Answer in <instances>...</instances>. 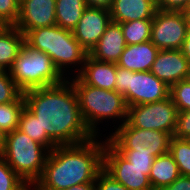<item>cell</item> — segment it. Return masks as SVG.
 Returning a JSON list of instances; mask_svg holds the SVG:
<instances>
[{
	"mask_svg": "<svg viewBox=\"0 0 190 190\" xmlns=\"http://www.w3.org/2000/svg\"><path fill=\"white\" fill-rule=\"evenodd\" d=\"M23 94L25 107L37 117L42 132L56 145L79 144L94 137L82 119L76 90L68 79Z\"/></svg>",
	"mask_w": 190,
	"mask_h": 190,
	"instance_id": "cell-1",
	"label": "cell"
},
{
	"mask_svg": "<svg viewBox=\"0 0 190 190\" xmlns=\"http://www.w3.org/2000/svg\"><path fill=\"white\" fill-rule=\"evenodd\" d=\"M98 137L74 145H57L49 152L42 175L34 186L39 190H63L95 183L103 170L105 147V141Z\"/></svg>",
	"mask_w": 190,
	"mask_h": 190,
	"instance_id": "cell-2",
	"label": "cell"
},
{
	"mask_svg": "<svg viewBox=\"0 0 190 190\" xmlns=\"http://www.w3.org/2000/svg\"><path fill=\"white\" fill-rule=\"evenodd\" d=\"M25 43L31 48L49 55L63 76H67V72L72 70L74 65V68H77L73 71H76L75 75H77L88 55V52L75 39L72 31L58 25L29 30L25 34Z\"/></svg>",
	"mask_w": 190,
	"mask_h": 190,
	"instance_id": "cell-3",
	"label": "cell"
},
{
	"mask_svg": "<svg viewBox=\"0 0 190 190\" xmlns=\"http://www.w3.org/2000/svg\"><path fill=\"white\" fill-rule=\"evenodd\" d=\"M67 77L76 90L82 119L94 136H98L97 126L104 119H115V122L119 119L120 125L126 121L128 107L122 94L84 84L76 75Z\"/></svg>",
	"mask_w": 190,
	"mask_h": 190,
	"instance_id": "cell-4",
	"label": "cell"
},
{
	"mask_svg": "<svg viewBox=\"0 0 190 190\" xmlns=\"http://www.w3.org/2000/svg\"><path fill=\"white\" fill-rule=\"evenodd\" d=\"M49 150L16 128L5 135L1 155L10 168L27 184L41 177Z\"/></svg>",
	"mask_w": 190,
	"mask_h": 190,
	"instance_id": "cell-5",
	"label": "cell"
},
{
	"mask_svg": "<svg viewBox=\"0 0 190 190\" xmlns=\"http://www.w3.org/2000/svg\"><path fill=\"white\" fill-rule=\"evenodd\" d=\"M8 72L22 92L59 85L67 79L56 68L49 55L31 48L26 43Z\"/></svg>",
	"mask_w": 190,
	"mask_h": 190,
	"instance_id": "cell-6",
	"label": "cell"
},
{
	"mask_svg": "<svg viewBox=\"0 0 190 190\" xmlns=\"http://www.w3.org/2000/svg\"><path fill=\"white\" fill-rule=\"evenodd\" d=\"M115 79V91L124 96L127 107L169 97L170 87L150 71L133 72L117 66Z\"/></svg>",
	"mask_w": 190,
	"mask_h": 190,
	"instance_id": "cell-7",
	"label": "cell"
},
{
	"mask_svg": "<svg viewBox=\"0 0 190 190\" xmlns=\"http://www.w3.org/2000/svg\"><path fill=\"white\" fill-rule=\"evenodd\" d=\"M114 128L115 131L109 134L107 141L119 153H143L156 158L169 152L170 133L135 128L127 121Z\"/></svg>",
	"mask_w": 190,
	"mask_h": 190,
	"instance_id": "cell-8",
	"label": "cell"
},
{
	"mask_svg": "<svg viewBox=\"0 0 190 190\" xmlns=\"http://www.w3.org/2000/svg\"><path fill=\"white\" fill-rule=\"evenodd\" d=\"M178 109L171 97L164 100L128 107L126 121L135 128L159 130L173 136Z\"/></svg>",
	"mask_w": 190,
	"mask_h": 190,
	"instance_id": "cell-9",
	"label": "cell"
},
{
	"mask_svg": "<svg viewBox=\"0 0 190 190\" xmlns=\"http://www.w3.org/2000/svg\"><path fill=\"white\" fill-rule=\"evenodd\" d=\"M188 31L183 11L157 10L152 19L150 41L159 50H181Z\"/></svg>",
	"mask_w": 190,
	"mask_h": 190,
	"instance_id": "cell-10",
	"label": "cell"
},
{
	"mask_svg": "<svg viewBox=\"0 0 190 190\" xmlns=\"http://www.w3.org/2000/svg\"><path fill=\"white\" fill-rule=\"evenodd\" d=\"M103 170L128 190H153L149 175L151 169L137 168L127 161L105 139Z\"/></svg>",
	"mask_w": 190,
	"mask_h": 190,
	"instance_id": "cell-11",
	"label": "cell"
},
{
	"mask_svg": "<svg viewBox=\"0 0 190 190\" xmlns=\"http://www.w3.org/2000/svg\"><path fill=\"white\" fill-rule=\"evenodd\" d=\"M111 21L109 9L87 7L76 27L72 30L73 36L89 53L97 44Z\"/></svg>",
	"mask_w": 190,
	"mask_h": 190,
	"instance_id": "cell-12",
	"label": "cell"
},
{
	"mask_svg": "<svg viewBox=\"0 0 190 190\" xmlns=\"http://www.w3.org/2000/svg\"><path fill=\"white\" fill-rule=\"evenodd\" d=\"M56 0H22L19 5V16L14 25L24 35L29 30L56 25Z\"/></svg>",
	"mask_w": 190,
	"mask_h": 190,
	"instance_id": "cell-13",
	"label": "cell"
},
{
	"mask_svg": "<svg viewBox=\"0 0 190 190\" xmlns=\"http://www.w3.org/2000/svg\"><path fill=\"white\" fill-rule=\"evenodd\" d=\"M190 62L181 50H159L150 72L167 86L186 80Z\"/></svg>",
	"mask_w": 190,
	"mask_h": 190,
	"instance_id": "cell-14",
	"label": "cell"
},
{
	"mask_svg": "<svg viewBox=\"0 0 190 190\" xmlns=\"http://www.w3.org/2000/svg\"><path fill=\"white\" fill-rule=\"evenodd\" d=\"M126 46L121 25L111 21L88 55L98 61L117 63Z\"/></svg>",
	"mask_w": 190,
	"mask_h": 190,
	"instance_id": "cell-15",
	"label": "cell"
},
{
	"mask_svg": "<svg viewBox=\"0 0 190 190\" xmlns=\"http://www.w3.org/2000/svg\"><path fill=\"white\" fill-rule=\"evenodd\" d=\"M117 63L102 62L86 56L81 71L76 75L84 84L104 90H115Z\"/></svg>",
	"mask_w": 190,
	"mask_h": 190,
	"instance_id": "cell-16",
	"label": "cell"
},
{
	"mask_svg": "<svg viewBox=\"0 0 190 190\" xmlns=\"http://www.w3.org/2000/svg\"><path fill=\"white\" fill-rule=\"evenodd\" d=\"M157 10L152 0H113L109 9L111 20L115 23L153 19Z\"/></svg>",
	"mask_w": 190,
	"mask_h": 190,
	"instance_id": "cell-17",
	"label": "cell"
},
{
	"mask_svg": "<svg viewBox=\"0 0 190 190\" xmlns=\"http://www.w3.org/2000/svg\"><path fill=\"white\" fill-rule=\"evenodd\" d=\"M158 52L159 49L150 40L127 45L117 66L133 72L150 71Z\"/></svg>",
	"mask_w": 190,
	"mask_h": 190,
	"instance_id": "cell-18",
	"label": "cell"
},
{
	"mask_svg": "<svg viewBox=\"0 0 190 190\" xmlns=\"http://www.w3.org/2000/svg\"><path fill=\"white\" fill-rule=\"evenodd\" d=\"M25 35L15 26L0 25V69L8 71L18 56Z\"/></svg>",
	"mask_w": 190,
	"mask_h": 190,
	"instance_id": "cell-19",
	"label": "cell"
},
{
	"mask_svg": "<svg viewBox=\"0 0 190 190\" xmlns=\"http://www.w3.org/2000/svg\"><path fill=\"white\" fill-rule=\"evenodd\" d=\"M179 176L178 165L168 152L154 159L149 180L153 190H160L172 184Z\"/></svg>",
	"mask_w": 190,
	"mask_h": 190,
	"instance_id": "cell-20",
	"label": "cell"
},
{
	"mask_svg": "<svg viewBox=\"0 0 190 190\" xmlns=\"http://www.w3.org/2000/svg\"><path fill=\"white\" fill-rule=\"evenodd\" d=\"M86 8L85 0H56V25L72 31Z\"/></svg>",
	"mask_w": 190,
	"mask_h": 190,
	"instance_id": "cell-21",
	"label": "cell"
},
{
	"mask_svg": "<svg viewBox=\"0 0 190 190\" xmlns=\"http://www.w3.org/2000/svg\"><path fill=\"white\" fill-rule=\"evenodd\" d=\"M18 129L24 132L32 140L42 144L49 151L53 150L57 145L47 136L46 132H42L41 125L37 117L26 107L21 112Z\"/></svg>",
	"mask_w": 190,
	"mask_h": 190,
	"instance_id": "cell-22",
	"label": "cell"
},
{
	"mask_svg": "<svg viewBox=\"0 0 190 190\" xmlns=\"http://www.w3.org/2000/svg\"><path fill=\"white\" fill-rule=\"evenodd\" d=\"M24 107L25 97L23 92L14 101L0 104V130L4 135L18 128L20 115Z\"/></svg>",
	"mask_w": 190,
	"mask_h": 190,
	"instance_id": "cell-23",
	"label": "cell"
},
{
	"mask_svg": "<svg viewBox=\"0 0 190 190\" xmlns=\"http://www.w3.org/2000/svg\"><path fill=\"white\" fill-rule=\"evenodd\" d=\"M121 25L126 44H138L150 40L152 19L133 20L119 23Z\"/></svg>",
	"mask_w": 190,
	"mask_h": 190,
	"instance_id": "cell-24",
	"label": "cell"
},
{
	"mask_svg": "<svg viewBox=\"0 0 190 190\" xmlns=\"http://www.w3.org/2000/svg\"><path fill=\"white\" fill-rule=\"evenodd\" d=\"M169 153L177 163L180 175L190 176V140L172 136Z\"/></svg>",
	"mask_w": 190,
	"mask_h": 190,
	"instance_id": "cell-25",
	"label": "cell"
},
{
	"mask_svg": "<svg viewBox=\"0 0 190 190\" xmlns=\"http://www.w3.org/2000/svg\"><path fill=\"white\" fill-rule=\"evenodd\" d=\"M27 184L10 168L0 154V190H25Z\"/></svg>",
	"mask_w": 190,
	"mask_h": 190,
	"instance_id": "cell-26",
	"label": "cell"
},
{
	"mask_svg": "<svg viewBox=\"0 0 190 190\" xmlns=\"http://www.w3.org/2000/svg\"><path fill=\"white\" fill-rule=\"evenodd\" d=\"M169 96L178 111H190V83L187 80L172 85Z\"/></svg>",
	"mask_w": 190,
	"mask_h": 190,
	"instance_id": "cell-27",
	"label": "cell"
},
{
	"mask_svg": "<svg viewBox=\"0 0 190 190\" xmlns=\"http://www.w3.org/2000/svg\"><path fill=\"white\" fill-rule=\"evenodd\" d=\"M21 93L10 73L2 70L0 72V104L14 101Z\"/></svg>",
	"mask_w": 190,
	"mask_h": 190,
	"instance_id": "cell-28",
	"label": "cell"
},
{
	"mask_svg": "<svg viewBox=\"0 0 190 190\" xmlns=\"http://www.w3.org/2000/svg\"><path fill=\"white\" fill-rule=\"evenodd\" d=\"M18 0H0V25L14 26L19 16Z\"/></svg>",
	"mask_w": 190,
	"mask_h": 190,
	"instance_id": "cell-29",
	"label": "cell"
},
{
	"mask_svg": "<svg viewBox=\"0 0 190 190\" xmlns=\"http://www.w3.org/2000/svg\"><path fill=\"white\" fill-rule=\"evenodd\" d=\"M173 137L190 139V111H178Z\"/></svg>",
	"mask_w": 190,
	"mask_h": 190,
	"instance_id": "cell-30",
	"label": "cell"
},
{
	"mask_svg": "<svg viewBox=\"0 0 190 190\" xmlns=\"http://www.w3.org/2000/svg\"><path fill=\"white\" fill-rule=\"evenodd\" d=\"M95 190H128L102 170L95 180Z\"/></svg>",
	"mask_w": 190,
	"mask_h": 190,
	"instance_id": "cell-31",
	"label": "cell"
},
{
	"mask_svg": "<svg viewBox=\"0 0 190 190\" xmlns=\"http://www.w3.org/2000/svg\"><path fill=\"white\" fill-rule=\"evenodd\" d=\"M127 161L137 168L151 169L155 157L143 153H120Z\"/></svg>",
	"mask_w": 190,
	"mask_h": 190,
	"instance_id": "cell-32",
	"label": "cell"
},
{
	"mask_svg": "<svg viewBox=\"0 0 190 190\" xmlns=\"http://www.w3.org/2000/svg\"><path fill=\"white\" fill-rule=\"evenodd\" d=\"M189 0H156L158 10L184 11Z\"/></svg>",
	"mask_w": 190,
	"mask_h": 190,
	"instance_id": "cell-33",
	"label": "cell"
},
{
	"mask_svg": "<svg viewBox=\"0 0 190 190\" xmlns=\"http://www.w3.org/2000/svg\"><path fill=\"white\" fill-rule=\"evenodd\" d=\"M160 190H190V176L180 175L172 184Z\"/></svg>",
	"mask_w": 190,
	"mask_h": 190,
	"instance_id": "cell-34",
	"label": "cell"
},
{
	"mask_svg": "<svg viewBox=\"0 0 190 190\" xmlns=\"http://www.w3.org/2000/svg\"><path fill=\"white\" fill-rule=\"evenodd\" d=\"M87 7L110 9L113 0H85Z\"/></svg>",
	"mask_w": 190,
	"mask_h": 190,
	"instance_id": "cell-35",
	"label": "cell"
},
{
	"mask_svg": "<svg viewBox=\"0 0 190 190\" xmlns=\"http://www.w3.org/2000/svg\"><path fill=\"white\" fill-rule=\"evenodd\" d=\"M181 51L183 55L188 59L190 62V31H188L187 37L183 42Z\"/></svg>",
	"mask_w": 190,
	"mask_h": 190,
	"instance_id": "cell-36",
	"label": "cell"
},
{
	"mask_svg": "<svg viewBox=\"0 0 190 190\" xmlns=\"http://www.w3.org/2000/svg\"><path fill=\"white\" fill-rule=\"evenodd\" d=\"M63 190H95V183H82Z\"/></svg>",
	"mask_w": 190,
	"mask_h": 190,
	"instance_id": "cell-37",
	"label": "cell"
},
{
	"mask_svg": "<svg viewBox=\"0 0 190 190\" xmlns=\"http://www.w3.org/2000/svg\"><path fill=\"white\" fill-rule=\"evenodd\" d=\"M183 12H184L185 17H186L188 30L190 31V8H186Z\"/></svg>",
	"mask_w": 190,
	"mask_h": 190,
	"instance_id": "cell-38",
	"label": "cell"
},
{
	"mask_svg": "<svg viewBox=\"0 0 190 190\" xmlns=\"http://www.w3.org/2000/svg\"><path fill=\"white\" fill-rule=\"evenodd\" d=\"M4 141H5V135L4 133L0 130V154L3 151L4 148Z\"/></svg>",
	"mask_w": 190,
	"mask_h": 190,
	"instance_id": "cell-39",
	"label": "cell"
},
{
	"mask_svg": "<svg viewBox=\"0 0 190 190\" xmlns=\"http://www.w3.org/2000/svg\"><path fill=\"white\" fill-rule=\"evenodd\" d=\"M32 187V188H31ZM39 190L37 187H35L34 185H27V187L25 188V190Z\"/></svg>",
	"mask_w": 190,
	"mask_h": 190,
	"instance_id": "cell-40",
	"label": "cell"
},
{
	"mask_svg": "<svg viewBox=\"0 0 190 190\" xmlns=\"http://www.w3.org/2000/svg\"><path fill=\"white\" fill-rule=\"evenodd\" d=\"M186 80L190 83V70H189L188 73H187Z\"/></svg>",
	"mask_w": 190,
	"mask_h": 190,
	"instance_id": "cell-41",
	"label": "cell"
},
{
	"mask_svg": "<svg viewBox=\"0 0 190 190\" xmlns=\"http://www.w3.org/2000/svg\"><path fill=\"white\" fill-rule=\"evenodd\" d=\"M187 8H190V0H189V3H188V5H187Z\"/></svg>",
	"mask_w": 190,
	"mask_h": 190,
	"instance_id": "cell-42",
	"label": "cell"
}]
</instances>
